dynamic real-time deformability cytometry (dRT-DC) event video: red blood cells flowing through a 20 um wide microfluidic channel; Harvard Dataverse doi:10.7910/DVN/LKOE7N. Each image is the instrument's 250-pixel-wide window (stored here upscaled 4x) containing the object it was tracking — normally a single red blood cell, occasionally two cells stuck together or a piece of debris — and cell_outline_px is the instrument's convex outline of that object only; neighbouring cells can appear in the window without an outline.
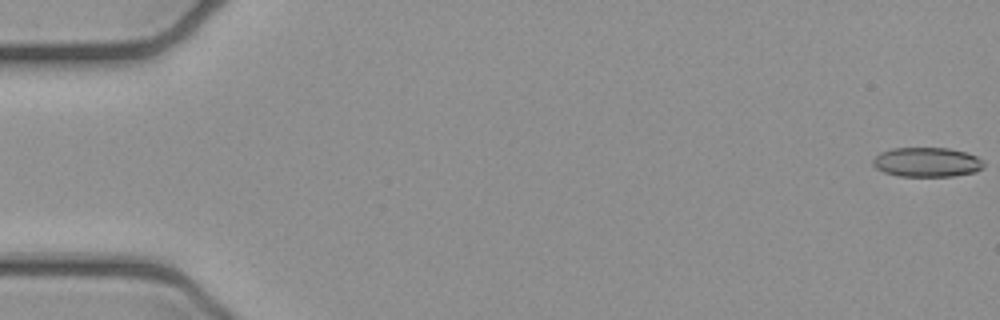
{"species": "common noctule bat (a hibernating species)", "species_latin": "Nyctalus noctula", "temperature_condition": "cold", "stored_images_in_passage": 5, "camera_frame_rate_fps": 3000, "um_per_image_px": 0.085, "animal": {"sex": "female", "body_mass_g": 21.9}, "frame": {"image": 1, "passage_image": 1, "time_ms": 0.0, "image_size_px": [1000, 320], "cell_outline_px": [[984, 168], [976, 172], [952, 176], [896, 176], [884, 172], [876, 168], [872, 164], [872, 160], [880, 152], [892, 148], [948, 148], [964, 152], [976, 156], [984, 160]], "centroid_in_image_um": [78.79, 13.79], "position_along_channel_um": 6.2, "area_um2": 19.19}}